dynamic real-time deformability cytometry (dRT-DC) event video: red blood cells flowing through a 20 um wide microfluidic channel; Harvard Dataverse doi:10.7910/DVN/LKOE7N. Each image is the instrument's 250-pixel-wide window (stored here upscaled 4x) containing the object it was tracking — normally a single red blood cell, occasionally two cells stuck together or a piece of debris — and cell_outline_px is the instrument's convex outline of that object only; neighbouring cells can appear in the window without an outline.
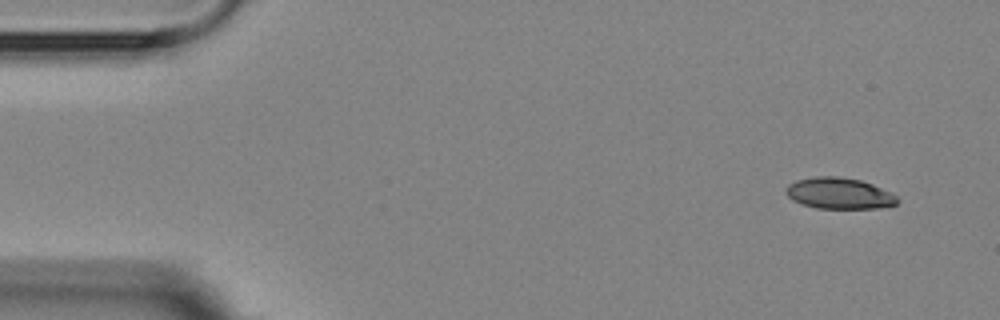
{"species": "Egyptian fruit bat (a non-hibernating species)", "species_latin": "Rousettus aegyptiacus", "temperature_condition": "room temperature", "stored_images_in_passage": 6, "camera_frame_rate_fps": 3000, "um_per_image_px": 0.085, "animal": {"sex": "female"}, "frame": {"image": 1, "passage_image": 1, "time_ms": 0.0, "image_size_px": [1000, 320], "cell_outline_px": [[900, 200], [896, 204], [880, 208], [816, 208], [792, 200], [784, 192], [784, 188], [788, 184], [796, 180], [816, 176], [836, 176], [860, 180], [872, 184], [892, 192]], "centroid_in_image_um": [71.32, 16.43], "position_along_channel_um": 13.7, "area_um2": 20.35}}
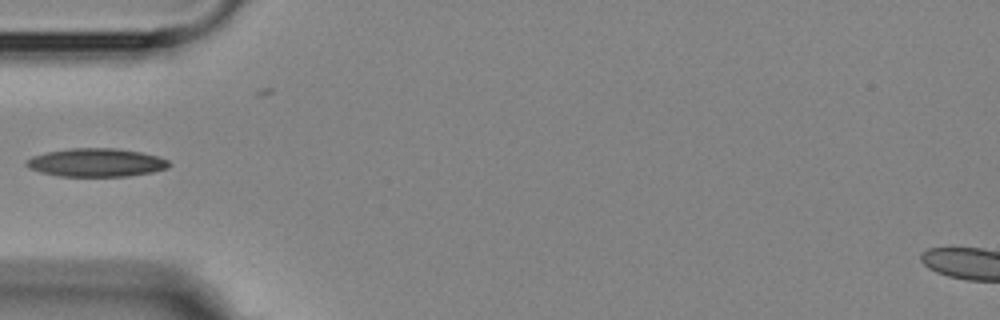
{"frame": {"image": 2, "passage_image": 5, "time_ms": 4.667, "image_size_px": [1000, 320], "cell_outline_px": [[172, 164], [168, 168], [152, 172], [128, 176], [60, 176], [40, 172], [28, 168], [24, 164], [32, 156], [48, 152], [72, 148], [116, 148], [140, 152], [156, 156], [168, 160]], "centroid_in_image_um": [8.19, 13.82], "position_along_channel_um": 76.8, "area_um2": 23.47}}
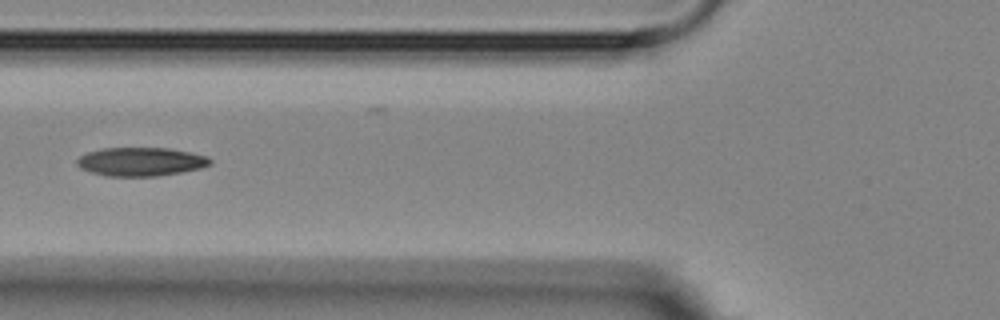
{"frame": {"image": 3, "passage_image": 6, "time_ms": 5.667, "image_size_px": [1000, 320], "cell_outline_px": [[212, 164], [200, 168], [180, 172], [156, 176], [104, 176], [80, 168], [76, 164], [76, 160], [80, 156], [88, 152], [104, 148], [168, 148], [208, 156], [212, 160]], "centroid_in_image_um": [11.96, 13.74], "position_along_channel_um": 113.8, "area_um2": 22.14}}